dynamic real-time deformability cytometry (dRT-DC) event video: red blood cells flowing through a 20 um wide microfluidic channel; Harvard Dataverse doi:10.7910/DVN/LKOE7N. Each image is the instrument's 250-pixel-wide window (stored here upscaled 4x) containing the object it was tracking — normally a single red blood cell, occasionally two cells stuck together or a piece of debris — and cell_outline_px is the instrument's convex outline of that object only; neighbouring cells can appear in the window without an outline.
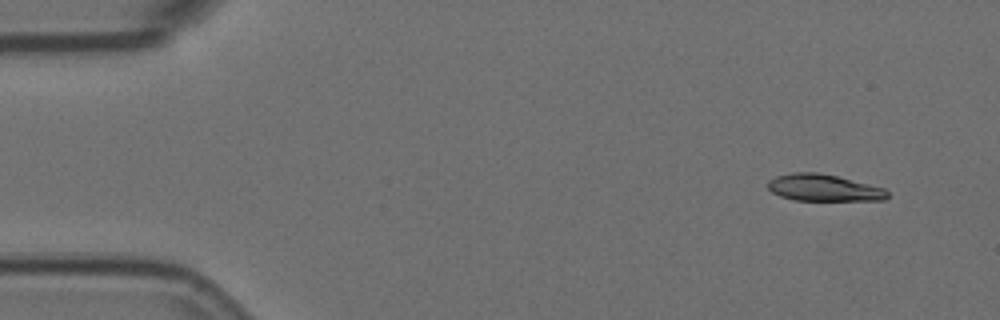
{"species": "Egyptian fruit bat (a non-hibernating species)", "species_latin": "Rousettus aegyptiacus", "temperature_condition": "room temperature", "stored_images_in_passage": 5, "camera_frame_rate_fps": 3000, "um_per_image_px": 0.085, "animal": {"sex": "female"}, "frame": {"image": 1, "passage_image": 1, "time_ms": 0.0, "image_size_px": [1000, 320], "cell_outline_px": [[888, 196], [884, 200], [792, 200], [780, 196], [772, 192], [768, 188], [768, 180], [776, 176], [792, 172], [816, 172], [836, 176], [884, 188], [888, 192]], "centroid_in_image_um": [69.97, 15.96], "position_along_channel_um": 15.0, "area_um2": 18.55}}
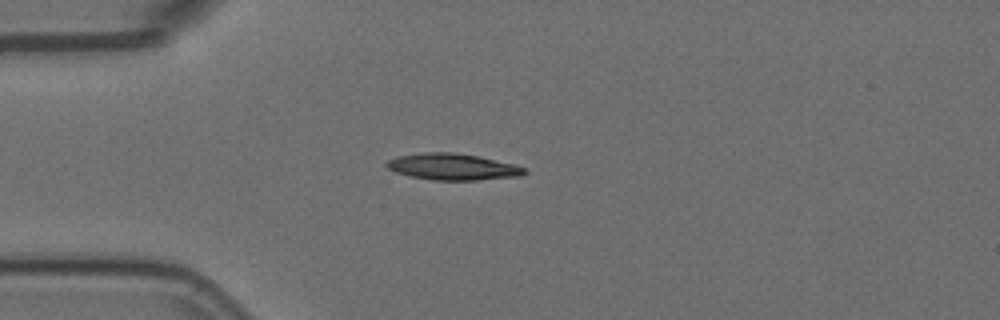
{"frame": {"image": 2, "passage_image": 4, "time_ms": 1.0, "image_size_px": [1000, 320], "cell_outline_px": [[528, 172], [524, 176], [476, 180], [432, 180], [412, 176], [396, 172], [388, 168], [384, 164], [388, 160], [396, 156], [424, 152], [452, 152], [480, 156], [516, 164], [528, 168]], "centroid_in_image_um": [38.55, 14.17], "position_along_channel_um": 46.4, "area_um2": 21.56}}